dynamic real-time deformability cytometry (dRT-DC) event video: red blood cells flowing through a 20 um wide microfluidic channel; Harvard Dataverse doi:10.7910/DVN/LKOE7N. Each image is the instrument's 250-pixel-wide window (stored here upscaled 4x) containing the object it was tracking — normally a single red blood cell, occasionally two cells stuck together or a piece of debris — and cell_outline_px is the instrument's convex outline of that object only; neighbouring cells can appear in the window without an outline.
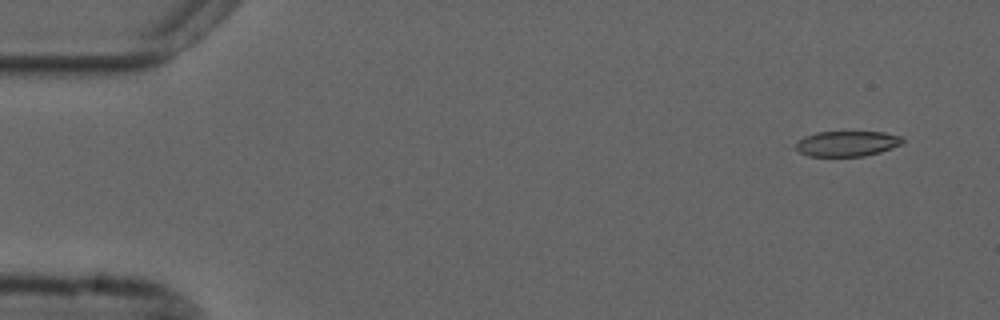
{"species": "common noctule bat (a hibernating species)", "species_latin": "Nyctalus noctula", "temperature_condition": "cold", "stored_images_in_passage": 52, "camera_frame_rate_fps": 3000, "um_per_image_px": 0.085, "animal": {"sex": "male", "forearm_length_mm": 52.5}, "frame": {"image": 1, "passage_image": 1, "time_ms": 0.0, "image_size_px": [1000, 320], "cell_outline_px": [[904, 140], [900, 144], [892, 148], [880, 152], [864, 156], [808, 156], [800, 152], [796, 148], [796, 144], [804, 136], [816, 132], [884, 132], [900, 136]], "centroid_in_image_um": [72.0, 12.2], "position_along_channel_um": 13.0, "area_um2": 15.66}}
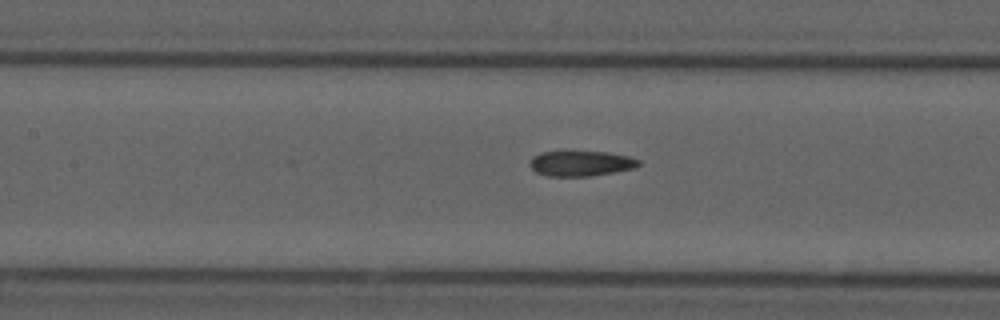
{"frame": {"image": 2, "passage_image": 22, "time_ms": 7.0, "image_size_px": [1000, 320], "cell_outline_px": [[640, 164], [632, 168], [616, 172], [592, 176], [548, 176], [536, 172], [528, 164], [532, 156], [540, 152], [564, 148], [608, 152], [628, 156], [640, 160]], "centroid_in_image_um": [49.31, 13.83], "position_along_channel_um": 158.1, "area_um2": 16.99}}
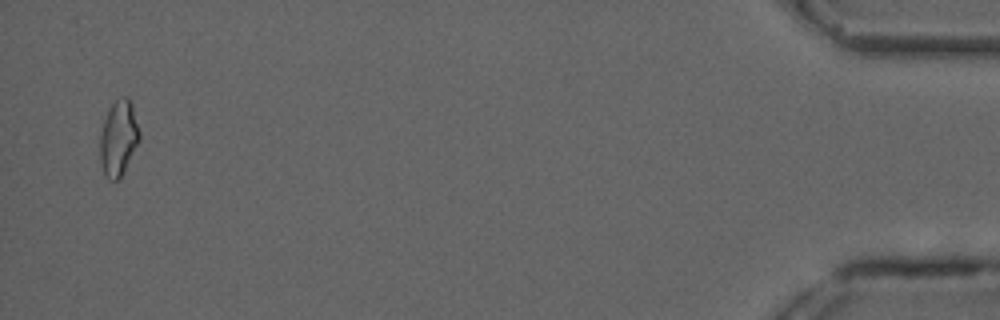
{"frame": {"image": 3, "passage_image": 51, "time_ms": 16.667, "image_size_px": [1000, 320], "cell_outline_px": [[140, 140], [120, 180], [108, 180], [104, 172], [100, 160], [100, 136], [104, 120], [112, 104], [116, 100], [124, 96], [128, 96], [132, 104], [140, 132]], "centroid_in_image_um": [10.09, 11.76], "position_along_channel_um": 425.1, "area_um2": 17.34}, "authors_computed_cell_mechanics": {"area_um2": 16.5597, "velocity_mm_per_s": 3.6936, "shape_relaxation_time_tau1_ms": null, "shape_relaxation_time_tau2_ms": 3.8873, "deformation_change_tau1": null, "deformation_change_tau2": 0.1172}}